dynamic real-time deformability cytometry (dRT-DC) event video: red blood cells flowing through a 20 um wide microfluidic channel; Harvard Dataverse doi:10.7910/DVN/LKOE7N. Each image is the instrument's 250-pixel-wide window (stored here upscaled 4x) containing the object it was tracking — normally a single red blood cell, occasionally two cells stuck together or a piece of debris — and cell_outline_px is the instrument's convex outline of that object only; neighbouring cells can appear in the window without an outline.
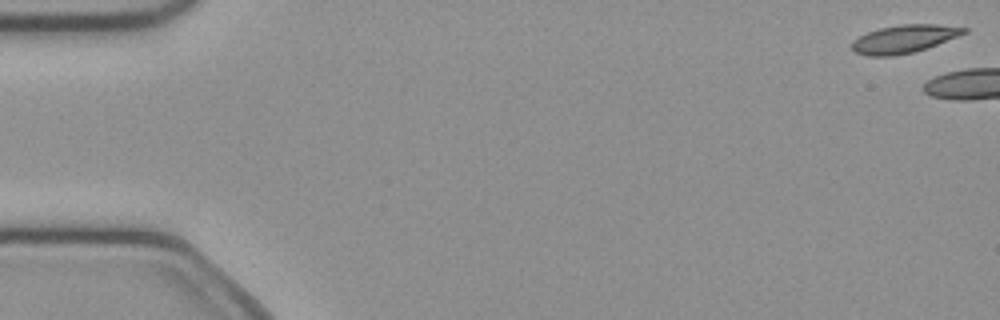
{"species": "common noctule bat (a hibernating species)", "species_latin": "Nyctalus noctula", "temperature_condition": "cold", "stored_images_in_passage": 9, "camera_frame_rate_fps": 3000, "um_per_image_px": 0.085, "animal": {"sex": "female", "body_mass_g": 21.9}, "frame": {"image": 1, "passage_image": 1, "time_ms": 0.0, "image_size_px": [1000, 320], "cell_outline_px": [[968, 32], [916, 52], [892, 56], [868, 56], [856, 52], [852, 48], [852, 40], [868, 32], [880, 28], [900, 24], [936, 24], [968, 28]], "centroid_in_image_um": [76.85, 3.31], "position_along_channel_um": 8.2, "area_um2": 18.21}}